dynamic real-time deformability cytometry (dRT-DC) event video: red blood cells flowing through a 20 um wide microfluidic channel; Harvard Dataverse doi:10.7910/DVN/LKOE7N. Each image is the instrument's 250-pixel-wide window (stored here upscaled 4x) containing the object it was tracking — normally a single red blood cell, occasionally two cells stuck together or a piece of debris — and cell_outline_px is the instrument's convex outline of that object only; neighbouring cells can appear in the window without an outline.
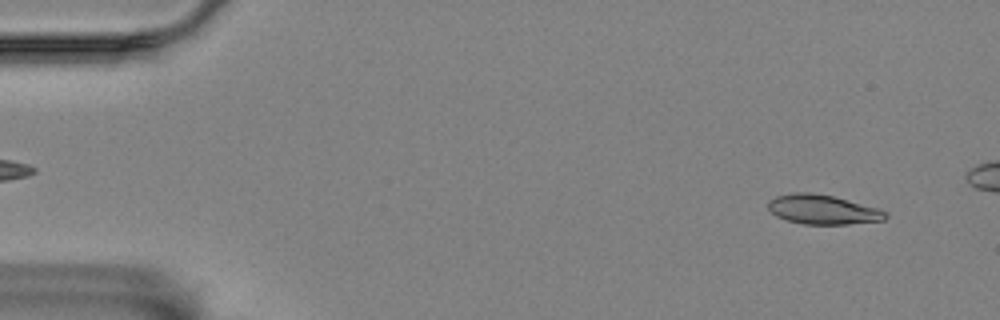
{"species": "Egyptian fruit bat (a non-hibernating species)", "species_latin": "Rousettus aegyptiacus", "temperature_condition": "room temperature", "stored_images_in_passage": 51, "camera_frame_rate_fps": 3000, "um_per_image_px": 0.085, "animal": {"sex": "female"}, "frame": {"image": 1, "passage_image": 4, "time_ms": 1.0, "image_size_px": [1000, 320], "cell_outline_px": [[888, 216], [884, 220], [848, 224], [804, 224], [788, 220], [776, 216], [768, 208], [768, 200], [776, 196], [792, 192], [812, 192], [832, 196], [876, 208], [888, 212]], "centroid_in_image_um": [69.91, 17.8], "position_along_channel_um": 15.1, "area_um2": 20.0}}
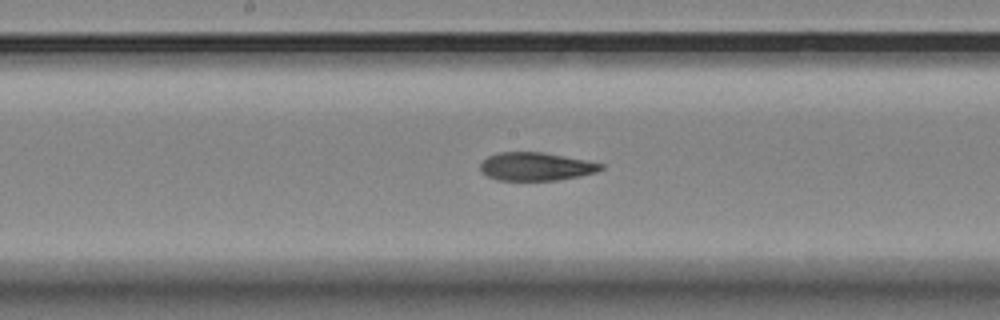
{"frame": {"image": 2, "passage_image": 29, "time_ms": 9.333, "image_size_px": [1000, 320], "cell_outline_px": [[604, 168], [596, 172], [580, 176], [556, 180], [500, 180], [488, 176], [480, 168], [480, 164], [488, 156], [496, 152], [540, 152], [584, 160], [604, 164]], "centroid_in_image_um": [45.55, 14.15], "position_along_channel_um": 202.6, "area_um2": 19.54}}
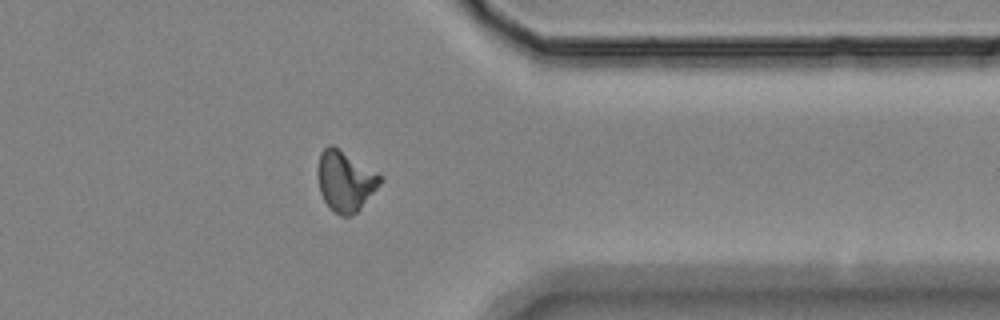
{"frame": {"image": 3, "passage_image": 45, "time_ms": 14.667, "image_size_px": [1000, 320], "cell_outline_px": [[384, 180], [360, 208], [352, 216], [340, 216], [324, 200], [320, 192], [316, 172], [320, 152], [328, 144], [332, 144], [384, 176]], "centroid_in_image_um": [29.34, 15.36], "position_along_channel_um": 382.1, "area_um2": 22.08}}